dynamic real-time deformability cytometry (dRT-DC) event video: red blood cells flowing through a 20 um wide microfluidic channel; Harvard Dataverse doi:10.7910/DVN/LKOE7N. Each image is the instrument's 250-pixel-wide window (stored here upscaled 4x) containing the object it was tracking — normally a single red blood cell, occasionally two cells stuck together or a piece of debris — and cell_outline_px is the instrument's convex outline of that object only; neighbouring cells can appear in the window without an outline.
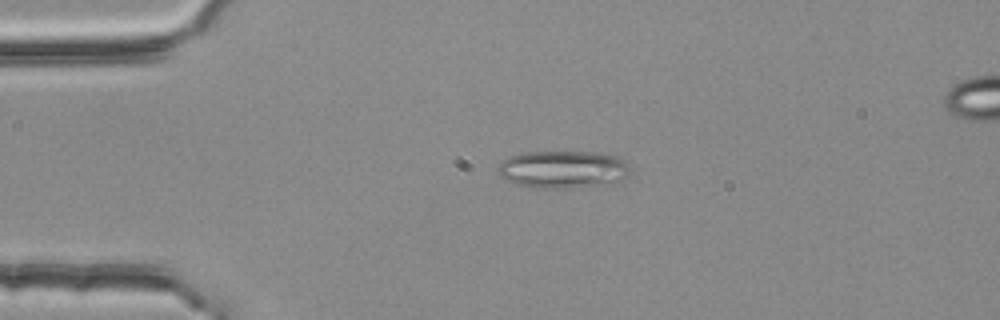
{"species": "common noctule bat (a hibernating species)", "species_latin": "Nyctalus noctula", "temperature_condition": "room temperature", "stored_images_in_passage": 5, "segment_of_instrument_passage": [1, 2], "camera_frame_rate_fps": 3000, "um_per_image_px": 0.085, "animal": {"sex": "female", "body_mass_g": 25.1}, "frame": {"image": 1, "passage_image": 3, "time_ms": 0.667, "image_size_px": [1000, 320], "cell_outline_px": [[628, 176], [616, 184], [560, 188], [532, 188], [516, 184], [500, 176], [496, 168], [508, 156], [520, 152], [600, 152], [616, 156], [624, 160], [628, 164]], "centroid_in_image_um": [47.86, 14.4], "position_along_channel_um": 37.1, "area_um2": 29.3}}